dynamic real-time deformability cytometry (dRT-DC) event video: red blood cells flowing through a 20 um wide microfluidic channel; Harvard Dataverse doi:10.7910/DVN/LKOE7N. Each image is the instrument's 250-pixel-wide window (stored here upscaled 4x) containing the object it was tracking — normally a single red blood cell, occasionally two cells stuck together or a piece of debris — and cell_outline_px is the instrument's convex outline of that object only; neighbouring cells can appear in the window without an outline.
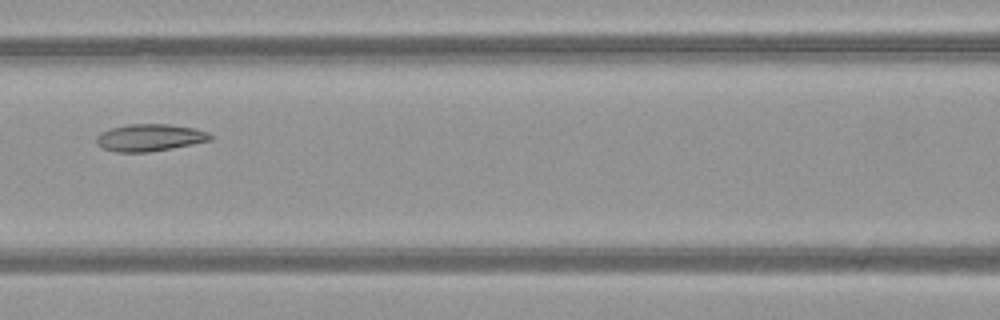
{"species": "common noctule bat (a hibernating species)", "species_latin": "Nyctalus noctula", "temperature_condition": "warm", "stored_images_in_passage": 3, "camera_frame_rate_fps": 3000, "um_per_image_px": 0.085, "animal": {"sex": "female", "body_mass_g": 21.9}, "frame": {"image": 1, "passage_image": 3, "time_ms": 0.667, "image_size_px": [1000, 320], "cell_outline_px": [[212, 140], [172, 148], [148, 152], [116, 152], [104, 148], [96, 144], [96, 136], [100, 132], [112, 128], [128, 124], [168, 124], [196, 128], [208, 132], [212, 136]], "centroid_in_image_um": [12.73, 11.69], "position_along_channel_um": 153.9, "area_um2": 18.03}}